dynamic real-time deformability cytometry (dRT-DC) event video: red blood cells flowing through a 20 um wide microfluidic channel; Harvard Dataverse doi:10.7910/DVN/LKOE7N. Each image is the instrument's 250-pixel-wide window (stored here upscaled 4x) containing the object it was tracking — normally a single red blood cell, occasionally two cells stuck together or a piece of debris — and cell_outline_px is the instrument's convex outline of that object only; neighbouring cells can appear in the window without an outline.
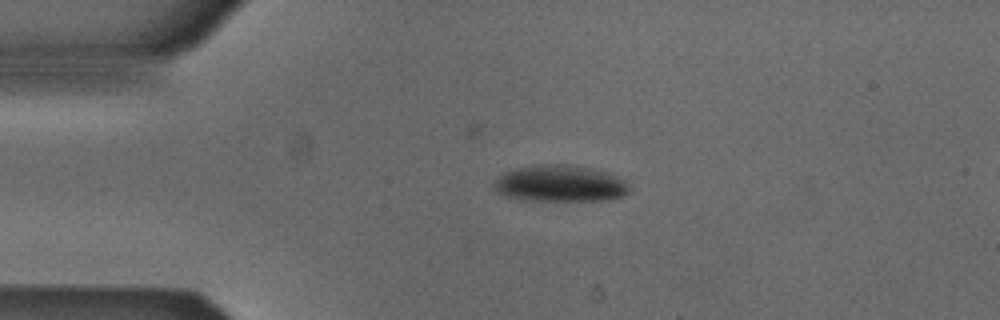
{"species": "Egyptian fruit bat (a non-hibernating species)", "species_latin": "Rousettus aegyptiacus", "temperature_condition": "cold", "stored_images_in_passage": 29, "camera_frame_rate_fps": 3000, "um_per_image_px": 0.085, "animal": {"sex": "male"}, "frame": {"image": 1, "passage_image": 1, "time_ms": 0.0, "image_size_px": [1000, 320], "cell_outline_px": [[628, 192], [620, 196], [608, 200], [520, 200], [496, 192], [492, 188], [492, 184], [504, 172], [516, 168], [556, 164], [564, 164], [592, 168], [608, 172], [624, 180], [628, 184]], "centroid_in_image_um": [47.59, 15.61], "position_along_channel_um": 37.4, "area_um2": 28.55}}
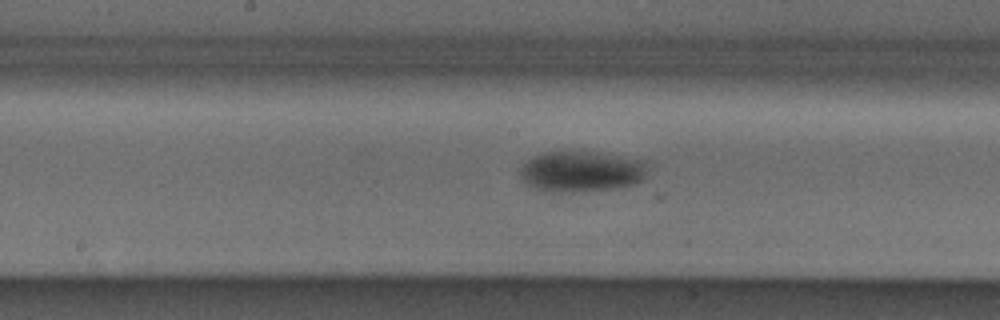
{"frame": {"image": 2, "passage_image": 16, "time_ms": 5.0, "image_size_px": [1000, 320], "cell_outline_px": [[652, 164], [644, 180], [636, 184], [616, 188], [556, 192], [552, 192], [532, 188], [520, 180], [520, 168], [532, 156], [544, 152], [600, 152], [648, 160]], "centroid_in_image_um": [49.5, 14.56], "position_along_channel_um": 198.7, "area_um2": 30.98}}
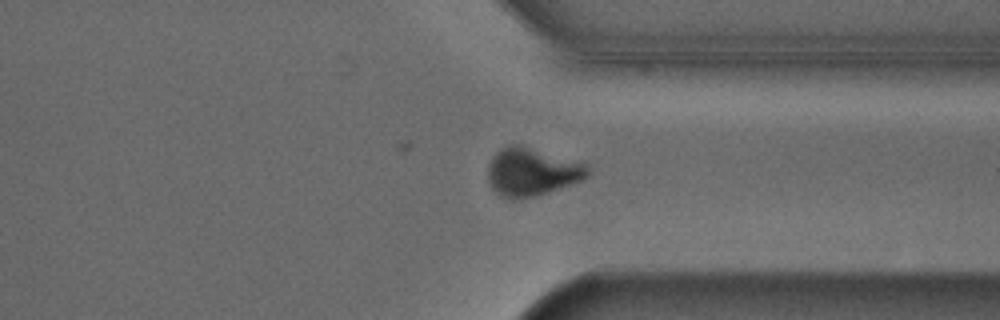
{"frame": {"image": 3, "passage_image": 29, "time_ms": 9.333, "image_size_px": [1000, 320], "cell_outline_px": [[588, 176], [584, 180], [536, 196], [516, 200], [512, 200], [500, 196], [492, 188], [488, 180], [488, 164], [492, 156], [500, 148], [512, 144], [520, 144], [588, 164]], "centroid_in_image_um": [45.19, 14.62], "position_along_channel_um": 366.2, "area_um2": 28.26}}